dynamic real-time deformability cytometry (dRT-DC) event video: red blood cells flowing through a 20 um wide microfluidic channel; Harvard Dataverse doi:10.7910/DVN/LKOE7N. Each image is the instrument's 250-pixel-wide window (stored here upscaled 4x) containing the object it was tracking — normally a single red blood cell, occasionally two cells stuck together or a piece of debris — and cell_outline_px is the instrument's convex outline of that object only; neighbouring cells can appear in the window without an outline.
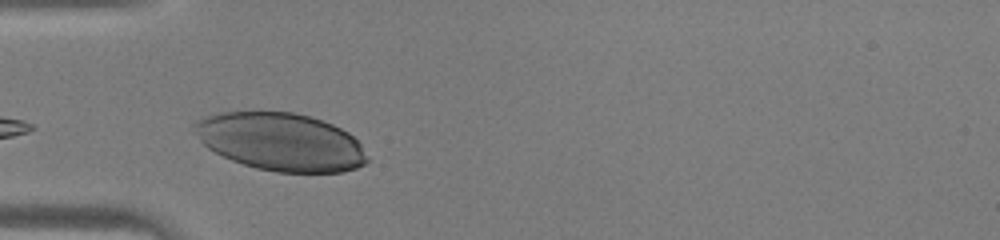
{"species": "human", "species_latin": "Homo sapiens", "temperature_condition": "warm", "stored_images_in_passage": 20, "camera_frame_rate_fps": 3000, "um_per_image_px": 0.085, "donor": {"sex": "male"}, "frame": {"image": 1, "passage_image": 1, "time_ms": 0.0, "image_size_px": [1000, 240], "cell_outline_px": [[368, 160], [364, 164], [356, 168], [344, 172], [276, 172], [256, 168], [232, 160], [208, 148], [192, 132], [192, 128], [196, 120], [220, 112], [296, 112], [332, 124], [348, 132], [360, 144], [368, 156]], "centroid_in_image_um": [23.85, 12.05], "position_along_channel_um": 61.1, "area_um2": 58.09}}
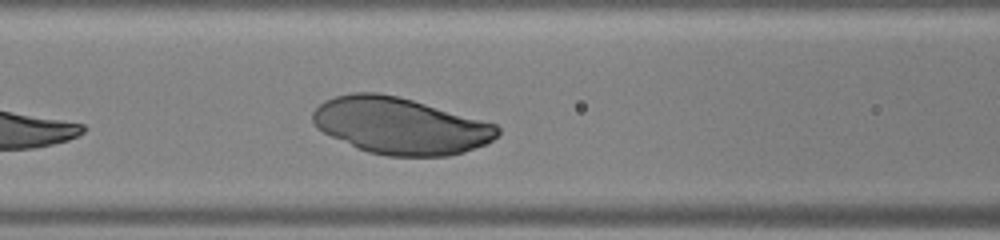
{"frame": {"image": 2, "passage_image": 6, "time_ms": 1.667, "image_size_px": [1000, 240], "cell_outline_px": [[500, 132], [492, 140], [484, 144], [464, 152], [448, 156], [388, 156], [368, 152], [356, 148], [316, 128], [312, 120], [312, 112], [324, 100], [336, 96], [352, 92], [376, 92], [396, 96], [412, 100], [496, 124], [500, 128]], "centroid_in_image_um": [33.99, 10.69], "position_along_channel_um": 132.6, "area_um2": 60.57}}